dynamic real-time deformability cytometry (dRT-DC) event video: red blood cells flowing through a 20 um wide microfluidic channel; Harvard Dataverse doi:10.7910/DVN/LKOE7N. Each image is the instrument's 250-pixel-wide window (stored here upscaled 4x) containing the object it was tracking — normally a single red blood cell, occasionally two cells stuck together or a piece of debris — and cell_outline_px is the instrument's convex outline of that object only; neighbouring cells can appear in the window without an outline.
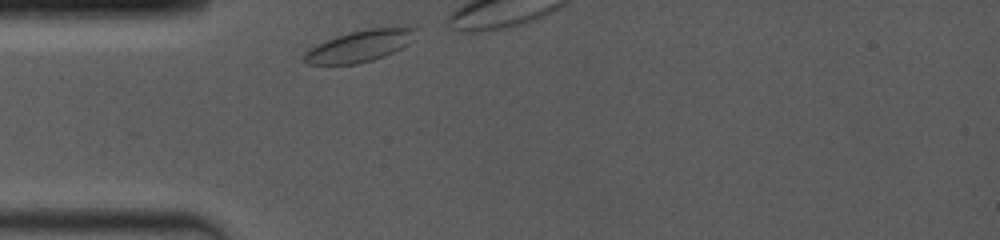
{"species": "common noctule bat (a hibernating species)", "species_latin": "Nyctalus noctula", "temperature_condition": "room temperature", "stored_images_in_passage": 10, "camera_frame_rate_fps": 4000, "um_per_image_px": 0.085, "animal": {"sex": "female", "body_mass_g": 19.0, "forearm_length_mm": 53.3}, "frame": {"image": 1, "passage_image": 1, "time_ms": 0.0, "image_size_px": [1000, 240], "cell_outline_px": [[420, 28], [408, 44], [384, 56], [372, 60], [356, 64], [304, 64], [304, 52], [316, 44], [324, 40], [348, 32], [364, 28]], "centroid_in_image_um": [30.53, 3.91], "position_along_channel_um": 54.5, "area_um2": 20.4}}